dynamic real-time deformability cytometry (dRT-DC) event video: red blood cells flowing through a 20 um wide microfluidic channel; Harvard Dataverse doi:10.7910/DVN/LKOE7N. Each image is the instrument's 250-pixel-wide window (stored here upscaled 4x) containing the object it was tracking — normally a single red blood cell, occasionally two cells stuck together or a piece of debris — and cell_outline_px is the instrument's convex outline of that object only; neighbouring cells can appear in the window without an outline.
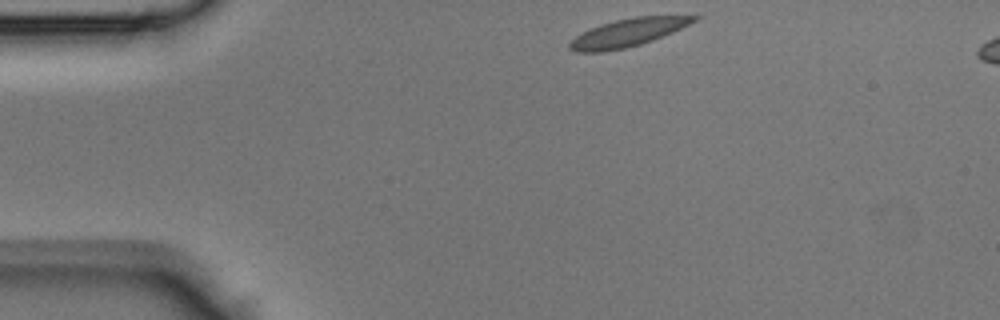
{"species": "Egyptian fruit bat (a non-hibernating species)", "species_latin": "Rousettus aegyptiacus", "temperature_condition": "room temperature", "stored_images_in_passage": 38, "camera_frame_rate_fps": 3000, "um_per_image_px": 0.085, "animal": {"sex": "male"}, "frame": {"image": 1, "passage_image": 1, "time_ms": 0.0, "image_size_px": [1000, 320], "cell_outline_px": [[700, 16], [696, 20], [672, 32], [652, 40], [640, 44], [624, 48], [604, 52], [576, 52], [568, 48], [568, 44], [576, 36], [600, 24], [616, 20], [636, 16]], "centroid_in_image_um": [53.32, 2.78], "position_along_channel_um": 31.7, "area_um2": 19.77}}
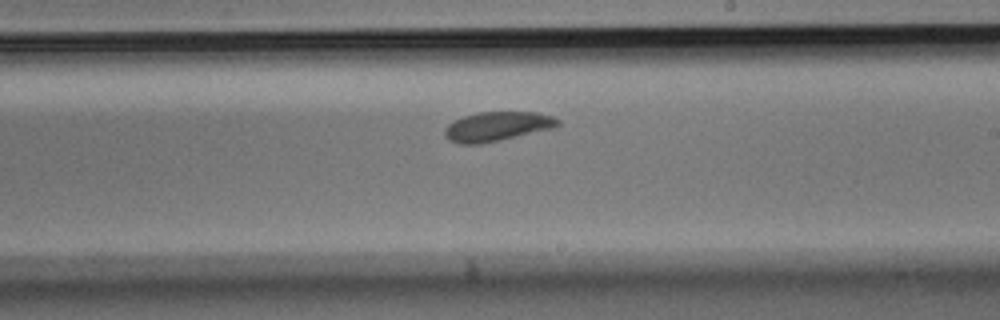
{"frame": {"image": 2, "passage_image": 19, "time_ms": 6.0, "image_size_px": [1000, 320], "cell_outline_px": [[560, 124], [552, 128], [480, 144], [460, 144], [448, 140], [444, 136], [444, 128], [448, 124], [464, 116], [476, 112], [536, 112], [552, 116], [560, 120]], "centroid_in_image_um": [42.21, 10.74], "position_along_channel_um": 246.8, "area_um2": 19.19}}
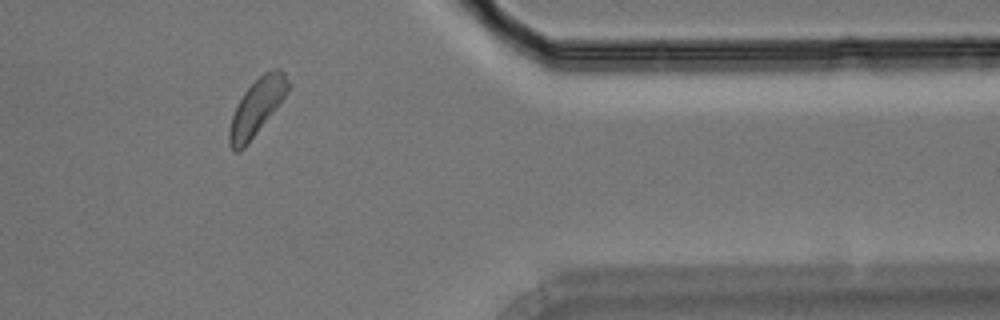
{"frame": {"image": 3, "passage_image": 30, "time_ms": 9.667, "image_size_px": [1000, 320], "cell_outline_px": [[292, 84], [288, 92], [276, 108], [248, 144], [240, 152], [232, 152], [228, 144], [228, 132], [232, 116], [244, 92], [264, 72], [276, 68], [280, 68], [284, 72]], "centroid_in_image_um": [21.84, 9.13], "position_along_channel_um": 389.6, "area_um2": 19.31}}